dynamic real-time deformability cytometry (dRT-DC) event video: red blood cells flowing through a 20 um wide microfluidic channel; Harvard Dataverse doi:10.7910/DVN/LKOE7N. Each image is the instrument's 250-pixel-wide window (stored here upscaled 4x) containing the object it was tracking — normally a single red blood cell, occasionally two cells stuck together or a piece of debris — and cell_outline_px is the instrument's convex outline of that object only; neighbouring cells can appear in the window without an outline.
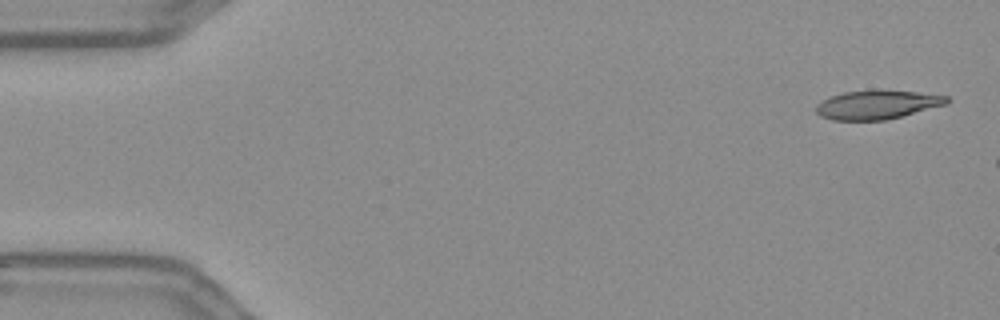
{"species": "Egyptian fruit bat (a non-hibernating species)", "species_latin": "Rousettus aegyptiacus", "temperature_condition": "warm", "stored_images_in_passage": 8, "camera_frame_rate_fps": 3000, "um_per_image_px": 0.085, "frame": {"image": 1, "passage_image": 2, "time_ms": 0.333, "image_size_px": [1000, 320], "cell_outline_px": [[948, 104], [884, 120], [832, 120], [820, 116], [816, 112], [816, 104], [820, 100], [828, 96], [844, 92], [872, 88], [876, 88], [916, 92], [948, 96]], "centroid_in_image_um": [74.5, 8.87], "position_along_channel_um": 10.5, "area_um2": 22.43}}